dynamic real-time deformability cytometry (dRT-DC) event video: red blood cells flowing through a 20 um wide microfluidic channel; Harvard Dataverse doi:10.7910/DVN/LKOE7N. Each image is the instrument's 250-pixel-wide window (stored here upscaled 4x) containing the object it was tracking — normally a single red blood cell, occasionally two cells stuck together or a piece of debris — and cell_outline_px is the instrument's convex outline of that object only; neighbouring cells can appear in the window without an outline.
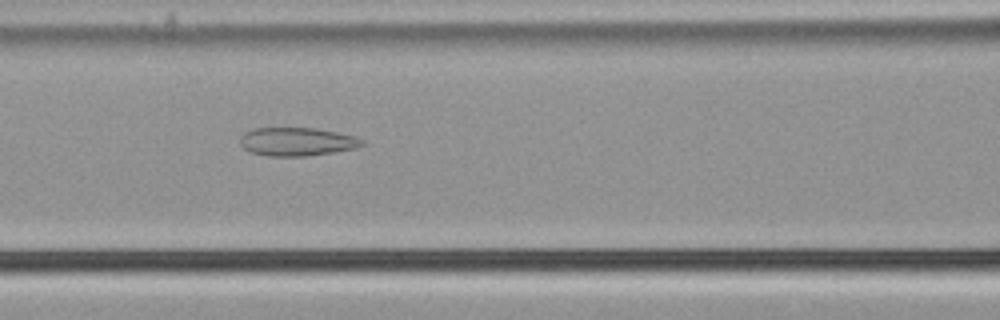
{"species": "common noctule bat (a hibernating species)", "species_latin": "Nyctalus noctula", "temperature_condition": "cold", "stored_images_in_passage": 47, "camera_frame_rate_fps": 3000, "um_per_image_px": 0.085, "animal": {"sex": "male", "body_mass_g": 21.5, "forearm_length_mm": 52.0}, "frame": {"image": 1, "passage_image": 19, "time_ms": 6.0, "image_size_px": [1000, 320], "cell_outline_px": [[364, 144], [356, 148], [308, 156], [268, 156], [248, 152], [240, 144], [240, 136], [244, 132], [252, 128], [316, 128], [356, 136], [364, 140]], "centroid_in_image_um": [25.21, 12.04], "position_along_channel_um": 141.4, "area_um2": 20.35}}
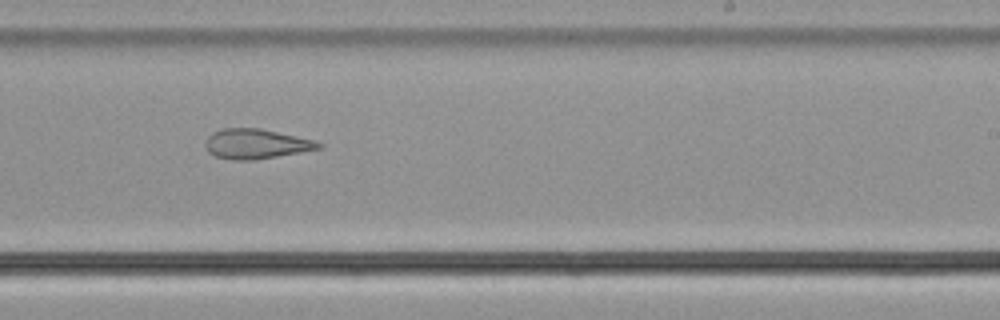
{"frame": {"image": 2, "passage_image": 29, "time_ms": 9.333, "image_size_px": [1000, 320], "cell_outline_px": [[324, 148], [256, 160], [232, 160], [216, 156], [208, 152], [204, 144], [208, 136], [212, 132], [224, 128], [260, 128], [316, 140], [324, 144]], "centroid_in_image_um": [21.8, 12.23], "position_along_channel_um": 267.2, "area_um2": 19.94}}
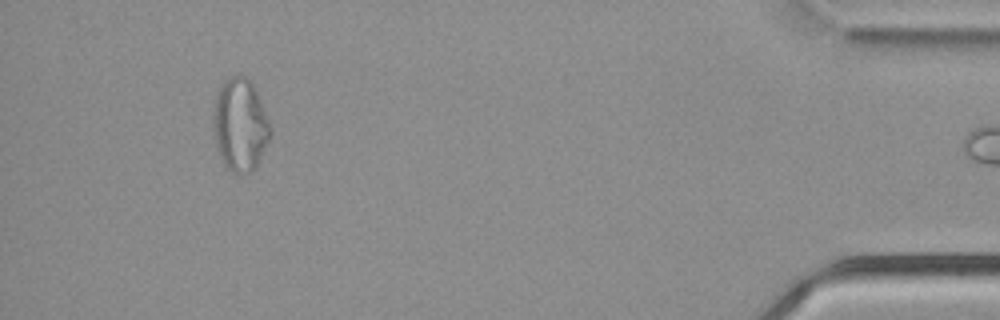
{"frame": {"image": 3, "passage_image": 46, "time_ms": 15.0, "image_size_px": [1000, 320], "cell_outline_px": [[272, 132], [256, 164], [248, 172], [232, 172], [224, 164], [220, 156], [216, 144], [216, 96], [220, 88], [232, 76], [244, 76], [252, 80], [272, 128]], "centroid_in_image_um": [20.46, 10.59], "position_along_channel_um": 414.7, "area_um2": 29.48}}